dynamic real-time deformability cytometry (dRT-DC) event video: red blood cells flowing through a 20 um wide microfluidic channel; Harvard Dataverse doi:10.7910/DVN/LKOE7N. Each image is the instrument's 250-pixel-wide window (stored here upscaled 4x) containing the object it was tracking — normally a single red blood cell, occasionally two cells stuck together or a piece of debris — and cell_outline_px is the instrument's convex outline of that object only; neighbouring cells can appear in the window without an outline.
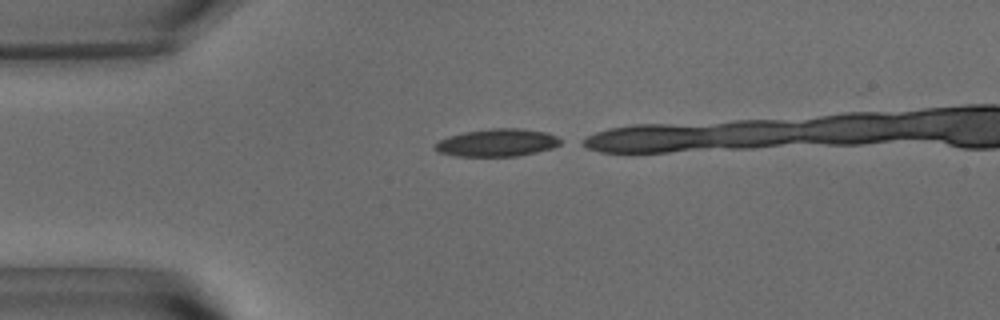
{"species": "common noctule bat (a hibernating species)", "species_latin": "Nyctalus noctula", "temperature_condition": "warm", "stored_images_in_passage": 10, "camera_frame_rate_fps": 3000, "um_per_image_px": 0.085, "animal": {"sex": "male", "body_mass_g": 15.6}, "frame": {"image": 1, "passage_image": 1, "time_ms": 0.0, "image_size_px": [1000, 320], "cell_outline_px": [[564, 140], [560, 144], [552, 148], [536, 152], [516, 156], [456, 156], [436, 152], [432, 148], [432, 144], [448, 136], [464, 132], [492, 128], [520, 128], [548, 132]], "centroid_in_image_um": [42.23, 12.12], "position_along_channel_um": 42.8, "area_um2": 20.46}}
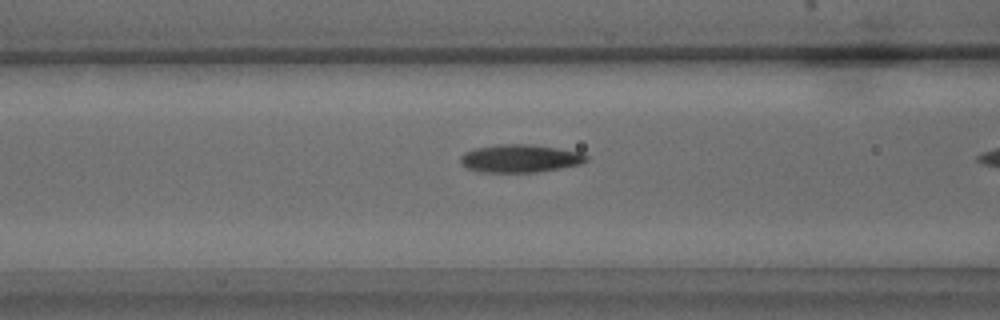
{"frame": {"image": 2, "passage_image": 9, "time_ms": 2.667, "image_size_px": [1000, 320], "cell_outline_px": [[588, 160], [580, 164], [560, 168], [536, 172], [480, 172], [468, 168], [460, 160], [460, 156], [464, 152], [476, 148], [500, 144], [532, 144], [580, 152], [588, 156]], "centroid_in_image_um": [44.21, 13.46], "position_along_channel_um": 122.4, "area_um2": 20.35}}